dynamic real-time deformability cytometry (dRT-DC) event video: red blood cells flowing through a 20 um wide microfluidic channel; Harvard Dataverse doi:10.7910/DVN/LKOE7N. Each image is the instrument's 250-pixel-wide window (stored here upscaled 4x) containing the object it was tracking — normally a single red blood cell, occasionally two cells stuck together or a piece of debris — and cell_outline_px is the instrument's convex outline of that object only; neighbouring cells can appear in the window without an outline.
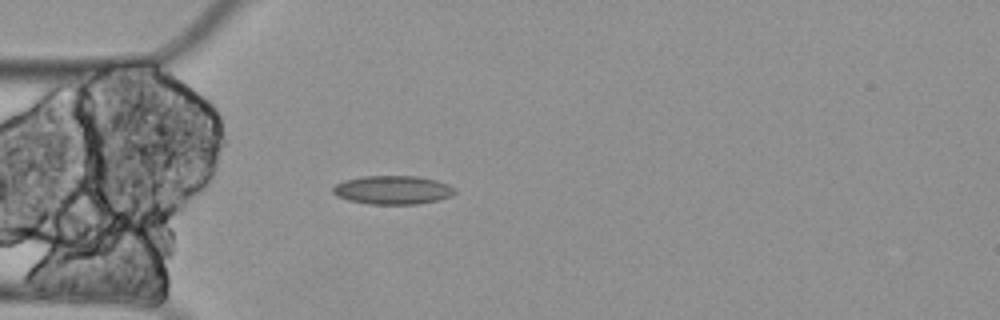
{"species": "Egyptian fruit bat (a non-hibernating species)", "species_latin": "Rousettus aegyptiacus", "temperature_condition": "cold", "stored_images_in_passage": 4, "camera_frame_rate_fps": 3000, "um_per_image_px": 0.085, "animal": {"sex": "female"}, "frame": {"image": 1, "passage_image": 4, "time_ms": 1.0, "image_size_px": [1000, 320], "cell_outline_px": [[456, 192], [452, 196], [436, 200], [416, 204], [368, 204], [348, 200], [332, 192], [332, 188], [336, 184], [344, 180], [364, 176], [416, 176], [436, 180], [448, 184], [456, 188]], "centroid_in_image_um": [33.4, 16.14], "position_along_channel_um": 51.6, "area_um2": 20.29}}